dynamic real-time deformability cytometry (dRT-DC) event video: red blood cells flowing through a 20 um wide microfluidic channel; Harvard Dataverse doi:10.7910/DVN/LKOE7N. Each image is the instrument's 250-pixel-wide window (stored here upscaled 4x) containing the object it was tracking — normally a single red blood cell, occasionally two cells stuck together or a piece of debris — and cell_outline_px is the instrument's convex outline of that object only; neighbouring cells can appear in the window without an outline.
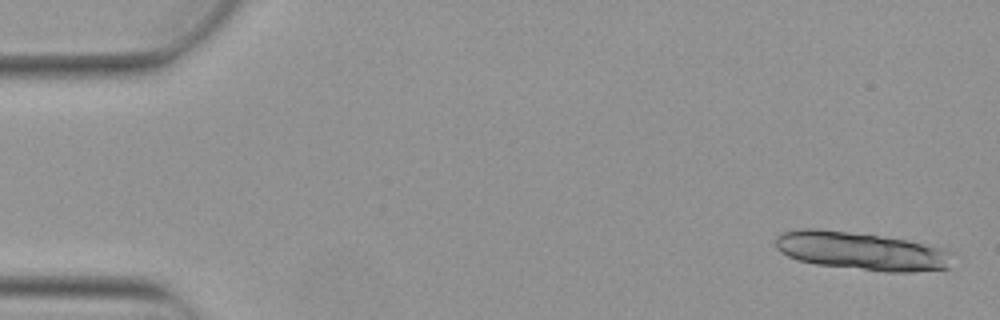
{"species": "Egyptian fruit bat (a non-hibernating species)", "species_latin": "Rousettus aegyptiacus", "temperature_condition": "warm", "stored_images_in_passage": 5, "camera_frame_rate_fps": 3000, "um_per_image_px": 0.085, "animal": {"sex": "female"}, "frame": {"image": 1, "passage_image": 1, "time_ms": 0.0, "image_size_px": [1000, 320], "cell_outline_px": [[952, 268], [912, 272], [884, 272], [816, 264], [800, 260], [788, 256], [780, 252], [776, 248], [776, 236], [784, 232], [800, 228], [820, 228], [880, 236], [904, 240], [948, 248], [952, 252]], "centroid_in_image_um": [73.27, 21.34], "position_along_channel_um": 11.7, "area_um2": 39.59}}